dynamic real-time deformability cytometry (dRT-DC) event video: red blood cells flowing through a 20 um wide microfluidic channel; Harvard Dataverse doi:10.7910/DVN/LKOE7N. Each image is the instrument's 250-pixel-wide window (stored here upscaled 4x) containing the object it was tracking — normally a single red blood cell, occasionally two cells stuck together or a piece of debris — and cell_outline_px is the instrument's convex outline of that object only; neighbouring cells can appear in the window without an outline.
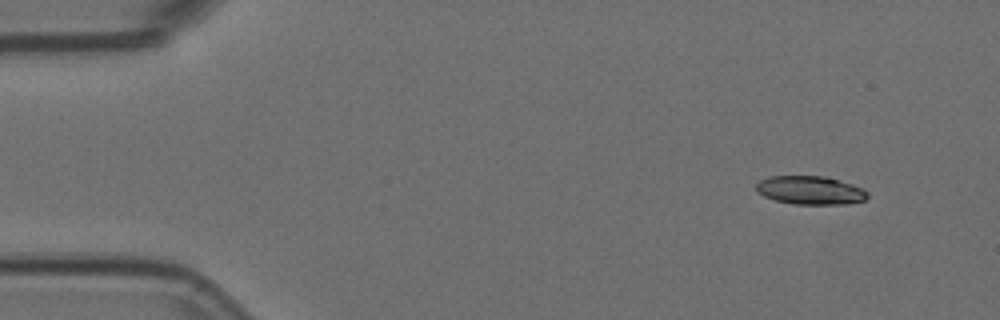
{"species": "Egyptian fruit bat (a non-hibernating species)", "species_latin": "Rousettus aegyptiacus", "temperature_condition": "room temperature", "stored_images_in_passage": 5, "camera_frame_rate_fps": 3000, "um_per_image_px": 0.085, "animal": {"sex": "female"}, "frame": {"image": 1, "passage_image": 1, "time_ms": 0.0, "image_size_px": [1000, 320], "cell_outline_px": [[868, 196], [864, 200], [848, 204], [792, 204], [776, 200], [764, 196], [756, 192], [756, 184], [760, 180], [768, 176], [824, 176], [852, 184], [864, 188], [868, 192]], "centroid_in_image_um": [68.87, 16.17], "position_along_channel_um": 16.1, "area_um2": 18.55}}
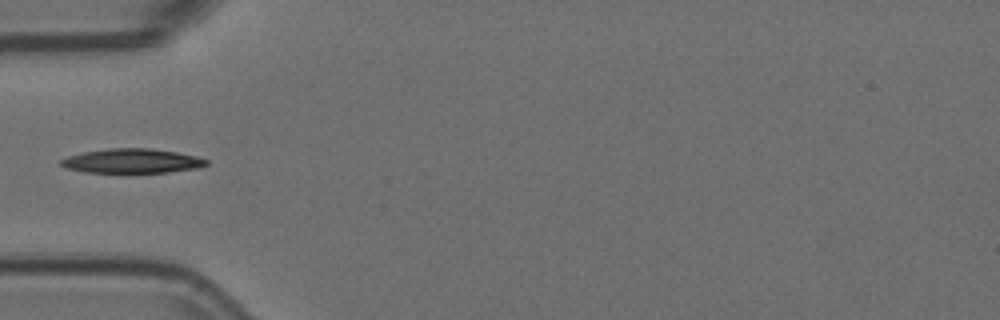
{"frame": {"image": 2, "passage_image": 4, "time_ms": 1.0, "image_size_px": [1000, 320], "cell_outline_px": [[208, 164], [200, 168], [168, 172], [128, 176], [84, 172], [68, 168], [60, 164], [60, 160], [68, 156], [84, 152], [112, 148], [148, 148], [176, 152], [196, 156], [208, 160]], "centroid_in_image_um": [11.23, 13.74], "position_along_channel_um": 73.8, "area_um2": 21.68}}
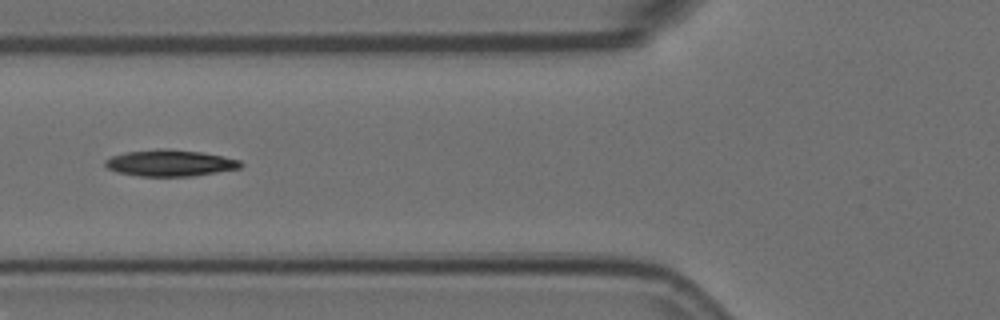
{"frame": {"image": 3, "passage_image": 5, "time_ms": 1.333, "image_size_px": [1000, 320], "cell_outline_px": [[244, 164], [240, 168], [192, 176], [140, 176], [116, 172], [108, 168], [104, 164], [104, 160], [112, 156], [124, 152], [156, 148], [168, 148], [200, 152], [240, 160]], "centroid_in_image_um": [14.41, 13.85], "position_along_channel_um": 111.4, "area_um2": 20.92}}